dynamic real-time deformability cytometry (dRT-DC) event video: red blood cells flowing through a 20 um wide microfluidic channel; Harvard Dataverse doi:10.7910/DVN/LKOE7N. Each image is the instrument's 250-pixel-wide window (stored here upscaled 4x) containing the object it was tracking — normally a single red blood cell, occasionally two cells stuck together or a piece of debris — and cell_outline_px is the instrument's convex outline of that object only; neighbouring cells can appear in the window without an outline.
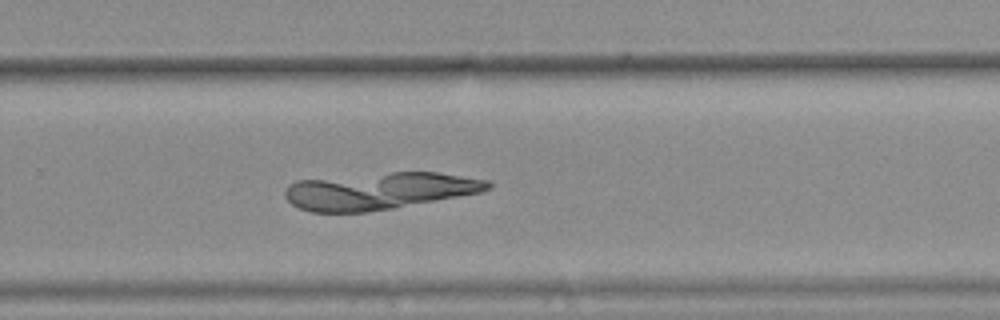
{"species": "common noctule bat (a hibernating species)", "species_latin": "Nyctalus noctula", "temperature_condition": "warm", "stored_images_in_passage": 44, "camera_frame_rate_fps": 3000, "um_per_image_px": 0.085, "animal": {"sex": "female", "body_mass_g": 25.1}, "frame": {"image": 1, "passage_image": 35, "time_ms": 11.333, "image_size_px": [1000, 320], "cell_outline_px": [[492, 184], [488, 188], [480, 192], [392, 208], [364, 212], [312, 212], [300, 208], [292, 204], [284, 196], [284, 192], [288, 184], [296, 180], [392, 172], [436, 172], [488, 180]], "centroid_in_image_um": [32.18, 16.22], "position_along_channel_um": 297.6, "area_um2": 43.23}}
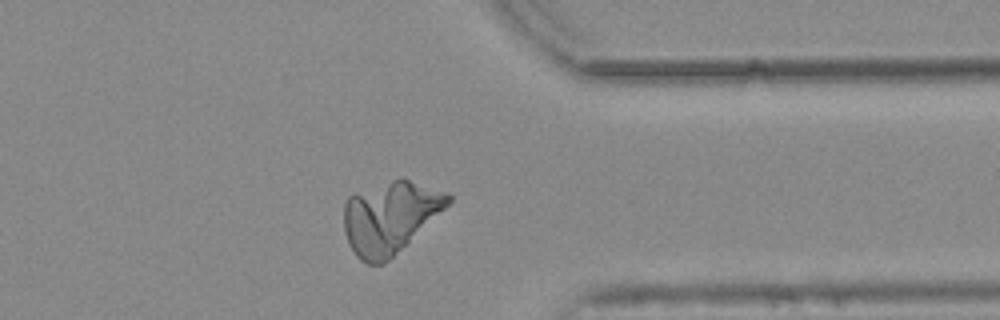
{"frame": {"image": 2, "passage_image": 42, "time_ms": 13.667, "image_size_px": [1000, 320], "cell_outline_px": [[452, 200], [408, 244], [384, 264], [368, 264], [360, 260], [356, 256], [348, 244], [344, 232], [344, 204], [348, 196], [392, 180], [408, 180], [448, 192], [452, 196]], "centroid_in_image_um": [33.13, 18.51], "position_along_channel_um": 378.3, "area_um2": 43.35}}